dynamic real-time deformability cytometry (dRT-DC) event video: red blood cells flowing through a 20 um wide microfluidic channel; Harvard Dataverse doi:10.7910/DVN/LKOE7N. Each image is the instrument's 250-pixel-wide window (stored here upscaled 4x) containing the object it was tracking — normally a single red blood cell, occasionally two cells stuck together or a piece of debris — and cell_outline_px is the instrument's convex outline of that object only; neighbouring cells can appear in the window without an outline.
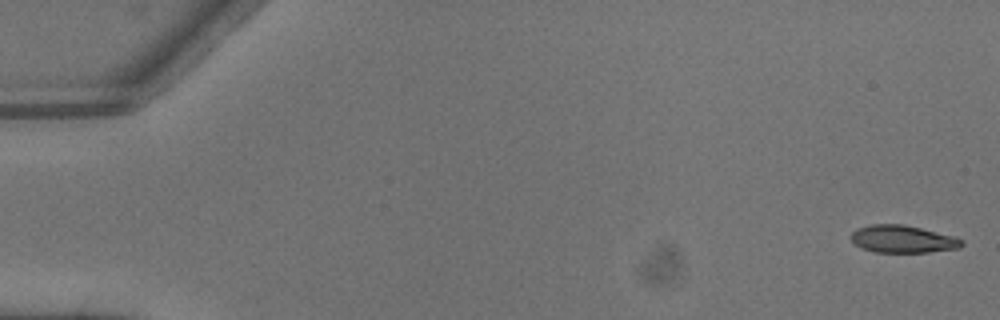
{"species": "common noctule bat (a hibernating species)", "species_latin": "Nyctalus noctula", "temperature_condition": "warm", "stored_images_in_passage": 4, "camera_frame_rate_fps": 3000, "um_per_image_px": 0.085, "animal": {"sex": "male", "body_mass_g": 13.3}, "frame": {"image": 1, "passage_image": 1, "time_ms": 0.0, "image_size_px": [1000, 320], "cell_outline_px": [[964, 244], [960, 248], [928, 252], [876, 252], [860, 248], [852, 240], [852, 232], [856, 228], [868, 224], [904, 224], [956, 236], [964, 240]], "centroid_in_image_um": [76.76, 20.31], "position_along_channel_um": 8.2, "area_um2": 17.92}}